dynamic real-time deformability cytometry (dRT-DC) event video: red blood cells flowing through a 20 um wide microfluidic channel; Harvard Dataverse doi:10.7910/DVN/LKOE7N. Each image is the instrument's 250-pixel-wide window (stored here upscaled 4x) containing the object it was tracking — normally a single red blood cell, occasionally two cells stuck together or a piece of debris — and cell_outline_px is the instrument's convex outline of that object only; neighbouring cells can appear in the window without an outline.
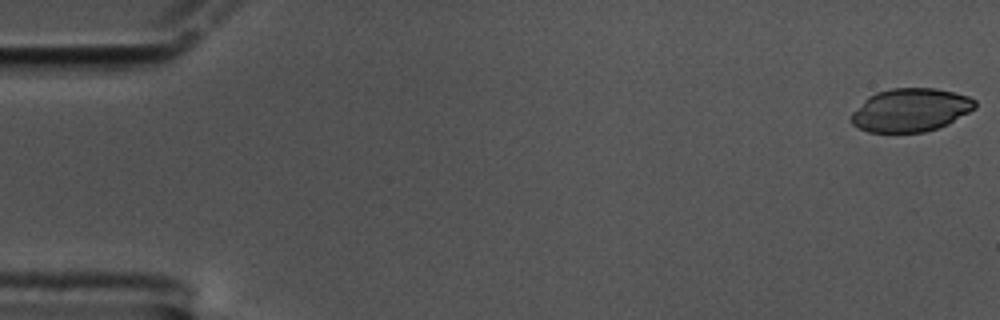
{"species": "common noctule bat (a hibernating species)", "species_latin": "Nyctalus noctula", "temperature_condition": "cold", "stored_images_in_passage": 59, "camera_frame_rate_fps": 3000, "um_per_image_px": 0.085, "animal": {"sex": "male", "body_mass_g": 17.5, "forearm_length_mm": 52.3}, "frame": {"image": 1, "passage_image": 1, "time_ms": 0.0, "image_size_px": [1000, 320], "cell_outline_px": [[976, 108], [948, 124], [924, 132], [868, 132], [852, 124], [852, 112], [868, 96], [876, 92], [892, 88], [936, 88], [968, 96], [976, 100]], "centroid_in_image_um": [77.41, 9.34], "position_along_channel_um": 7.6, "area_um2": 31.1}}
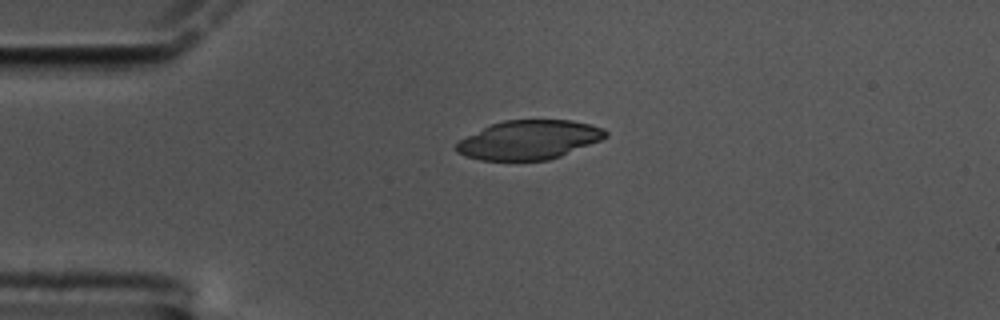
{"frame": {"image": 2, "passage_image": 14, "time_ms": 4.333, "image_size_px": [1000, 320], "cell_outline_px": [[608, 136], [600, 140], [560, 156], [548, 160], [480, 160], [464, 156], [456, 152], [456, 144], [460, 140], [492, 124], [504, 120], [572, 120], [604, 128], [608, 132]], "centroid_in_image_um": [44.97, 11.89], "position_along_channel_um": 40.0, "area_um2": 33.64}}
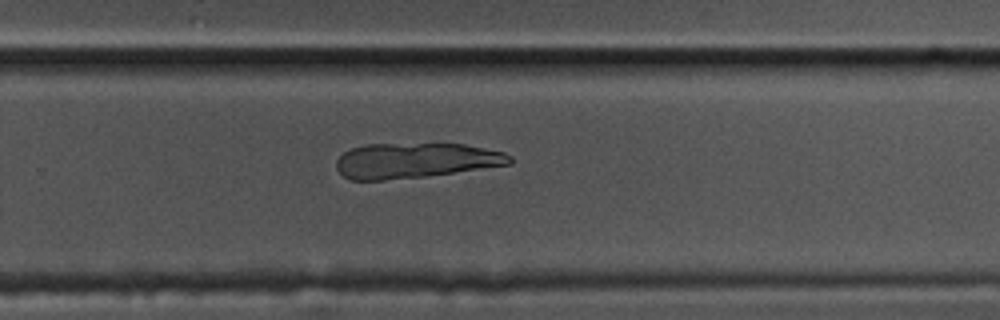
{"frame": {"image": 3, "passage_image": 39, "time_ms": 12.667, "image_size_px": [1000, 320], "cell_outline_px": [[512, 164], [424, 176], [384, 180], [352, 180], [344, 176], [336, 168], [336, 160], [344, 152], [352, 148], [364, 144], [464, 144], [504, 152], [512, 156]], "centroid_in_image_um": [35.3, 13.64], "position_along_channel_um": 294.5, "area_um2": 35.32}}